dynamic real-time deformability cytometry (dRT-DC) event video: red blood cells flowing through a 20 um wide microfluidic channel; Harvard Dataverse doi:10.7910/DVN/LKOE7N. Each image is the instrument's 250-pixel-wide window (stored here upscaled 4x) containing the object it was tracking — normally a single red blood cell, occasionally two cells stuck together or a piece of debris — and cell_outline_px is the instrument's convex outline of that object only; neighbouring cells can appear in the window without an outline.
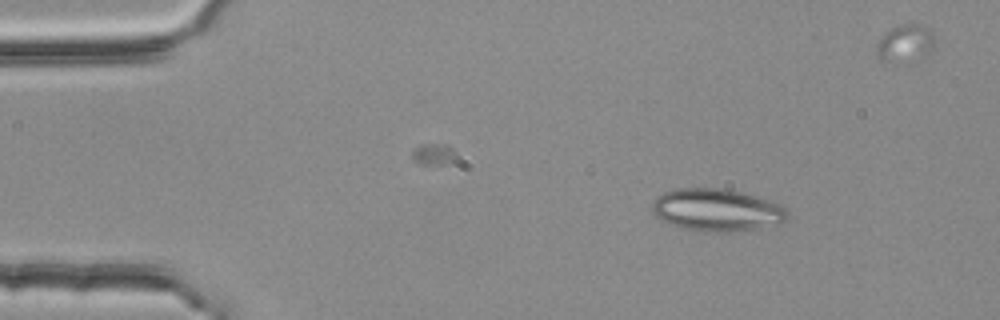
{"species": "common noctule bat (a hibernating species)", "species_latin": "Nyctalus noctula", "temperature_condition": "room temperature", "stored_images_in_passage": 3, "camera_frame_rate_fps": 3000, "um_per_image_px": 0.085, "animal": {"sex": "female", "body_mass_g": 25.1}, "frame": {"image": 1, "passage_image": 1, "time_ms": 0.0, "image_size_px": [1000, 320], "cell_outline_px": [[788, 220], [780, 224], [760, 228], [724, 232], [720, 232], [680, 228], [656, 216], [652, 212], [652, 200], [656, 196], [664, 192], [676, 188], [720, 188], [740, 192], [756, 196], [776, 204], [784, 208], [788, 212]], "centroid_in_image_um": [60.91, 17.84], "position_along_channel_um": 24.1, "area_um2": 33.23}}